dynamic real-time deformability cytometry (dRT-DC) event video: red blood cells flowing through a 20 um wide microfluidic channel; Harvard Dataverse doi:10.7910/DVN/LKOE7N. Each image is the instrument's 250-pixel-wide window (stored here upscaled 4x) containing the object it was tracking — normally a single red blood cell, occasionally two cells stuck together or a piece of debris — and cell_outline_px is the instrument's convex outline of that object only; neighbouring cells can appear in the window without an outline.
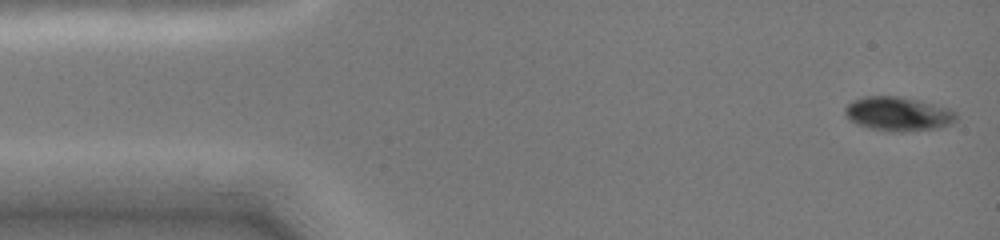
{"species": "common noctule bat (a hibernating species)", "species_latin": "Nyctalus noctula", "temperature_condition": "cold", "stored_images_in_passage": 18, "camera_frame_rate_fps": 3000, "um_per_image_px": 0.085, "animal": {"sex": "female", "body_mass_g": 19.0, "forearm_length_mm": 51.5}, "frame": {"image": 1, "passage_image": 1, "time_ms": 0.0, "image_size_px": [1000, 240], "cell_outline_px": [[956, 120], [952, 124], [940, 128], [900, 132], [888, 132], [856, 124], [848, 120], [844, 112], [844, 108], [852, 100], [864, 96], [900, 96], [948, 108], [956, 112]], "centroid_in_image_um": [76.32, 9.69], "position_along_channel_um": 8.7, "area_um2": 22.25}}
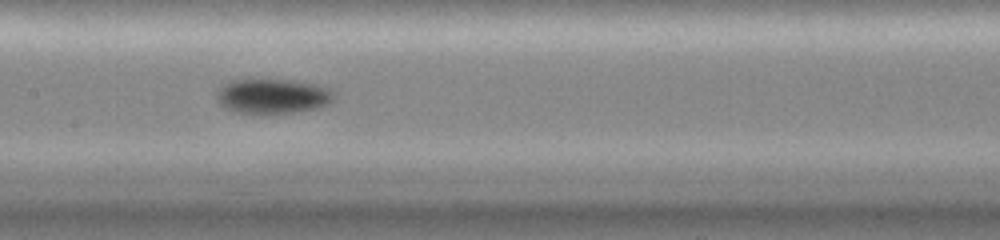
{"frame": {"image": 2, "passage_image": 16, "time_ms": 7.0, "image_size_px": [1000, 240], "cell_outline_px": [[336, 100], [320, 108], [296, 112], [232, 112], [224, 108], [216, 100], [216, 92], [224, 84], [232, 80], [292, 80], [316, 84], [328, 88], [336, 92]], "centroid_in_image_um": [23.23, 8.17], "position_along_channel_um": 184.2, "area_um2": 23.87}}
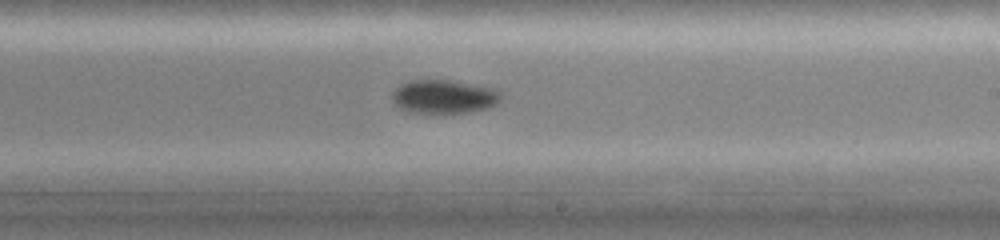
{"frame": {"image": 3, "passage_image": 18, "time_ms": 8.667, "image_size_px": [1000, 240], "cell_outline_px": [[504, 96], [496, 104], [488, 108], [472, 112], [448, 116], [432, 116], [408, 112], [392, 104], [392, 92], [400, 84], [408, 80], [448, 80], [496, 88]], "centroid_in_image_um": [37.72, 8.28], "position_along_channel_um": 251.3, "area_um2": 22.66}}